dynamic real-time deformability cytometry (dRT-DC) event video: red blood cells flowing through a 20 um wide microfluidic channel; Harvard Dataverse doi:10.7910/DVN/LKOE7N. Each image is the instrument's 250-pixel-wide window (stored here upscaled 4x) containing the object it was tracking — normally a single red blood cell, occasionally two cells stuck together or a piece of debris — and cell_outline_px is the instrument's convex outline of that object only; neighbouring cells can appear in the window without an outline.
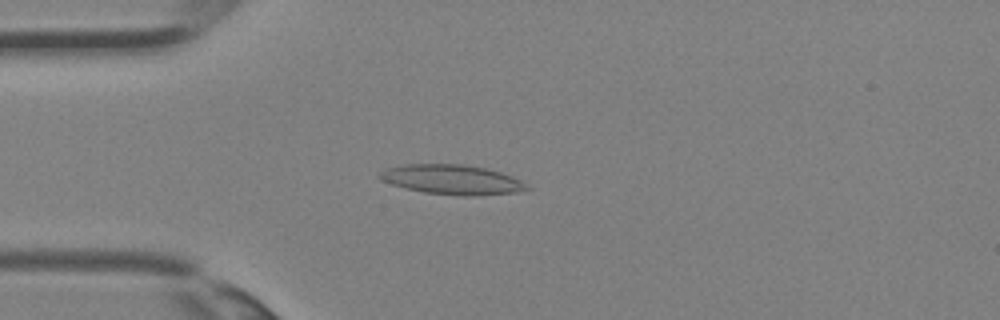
{"species": "Egyptian fruit bat (a non-hibernating species)", "species_latin": "Rousettus aegyptiacus", "temperature_condition": "room temperature", "stored_images_in_passage": 36, "camera_frame_rate_fps": 3000, "um_per_image_px": 0.085, "animal": {"sex": "female"}, "frame": {"image": 1, "passage_image": 10, "time_ms": 3.0, "image_size_px": [1000, 320], "cell_outline_px": [[532, 188], [516, 192], [476, 196], [460, 196], [424, 192], [392, 184], [376, 176], [384, 168], [408, 164], [464, 164], [484, 168], [500, 172], [512, 176], [520, 180]], "centroid_in_image_um": [38.44, 15.26], "position_along_channel_um": 46.6, "area_um2": 25.37}}
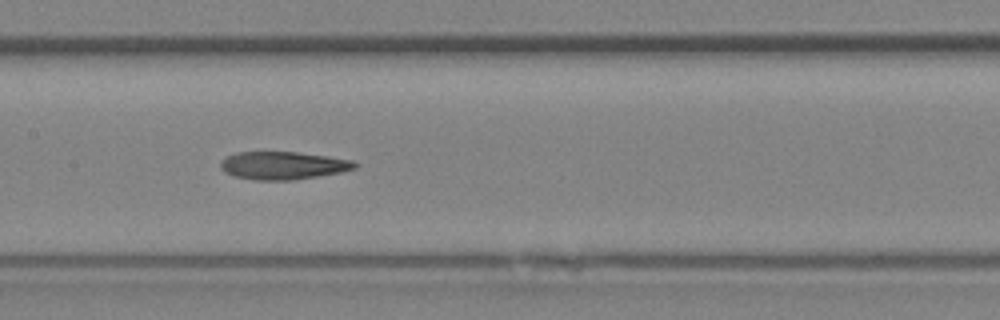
{"frame": {"image": 2, "passage_image": 18, "time_ms": 5.667, "image_size_px": [1000, 320], "cell_outline_px": [[360, 164], [356, 168], [340, 172], [292, 180], [252, 180], [232, 176], [224, 172], [220, 168], [220, 164], [228, 156], [236, 152], [296, 152], [328, 156], [352, 160]], "centroid_in_image_um": [24.05, 14.07], "position_along_channel_um": 183.3, "area_um2": 21.79}}
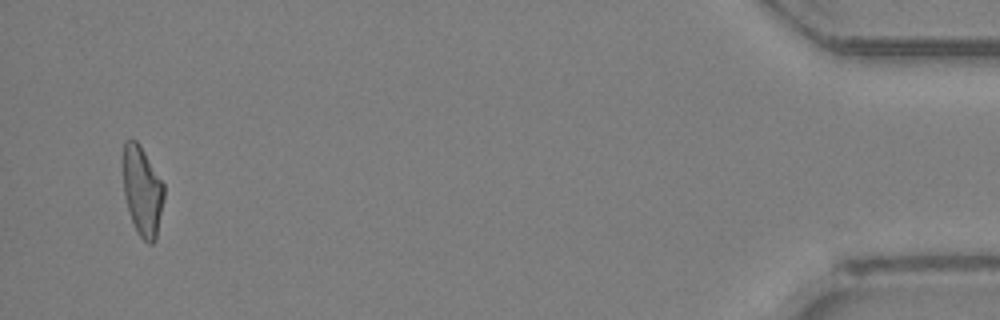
{"frame": {"image": 3, "passage_image": 35, "time_ms": 11.333, "image_size_px": [1000, 320], "cell_outline_px": [[164, 196], [156, 240], [152, 244], [148, 244], [140, 236], [132, 220], [124, 196], [120, 160], [124, 140], [136, 140], [140, 144], [164, 184]], "centroid_in_image_um": [12.05, 16.16], "position_along_channel_um": 423.1, "area_um2": 21.85}}